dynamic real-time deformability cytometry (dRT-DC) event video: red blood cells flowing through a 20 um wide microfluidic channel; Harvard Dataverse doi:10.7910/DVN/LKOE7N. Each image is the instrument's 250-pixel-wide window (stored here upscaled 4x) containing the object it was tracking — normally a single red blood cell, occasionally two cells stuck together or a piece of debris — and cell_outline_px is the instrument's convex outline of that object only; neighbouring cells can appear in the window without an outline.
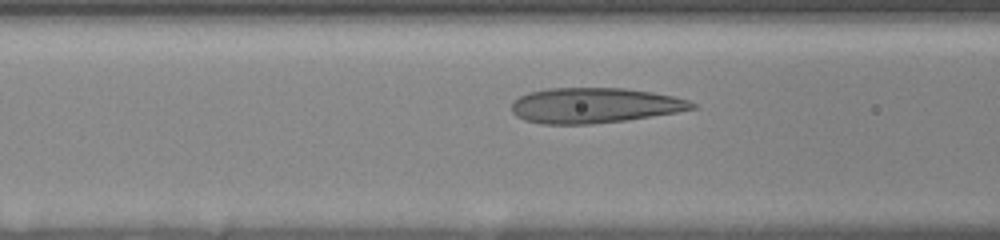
{"species": "human", "species_latin": "Homo sapiens", "temperature_condition": "room temperature", "stored_images_in_passage": 28, "camera_frame_rate_fps": 3000, "um_per_image_px": 0.085, "donor": {"sex": "female"}, "frame": {"image": 1, "passage_image": 12, "time_ms": 3.667, "image_size_px": [1000, 240], "cell_outline_px": [[696, 108], [676, 112], [624, 120], [592, 124], [540, 124], [524, 120], [516, 116], [512, 112], [512, 104], [520, 96], [528, 92], [548, 88], [624, 88], [652, 92], [672, 96], [688, 100], [696, 104]], "centroid_in_image_um": [50.49, 8.96], "position_along_channel_um": 116.1, "area_um2": 36.93}}
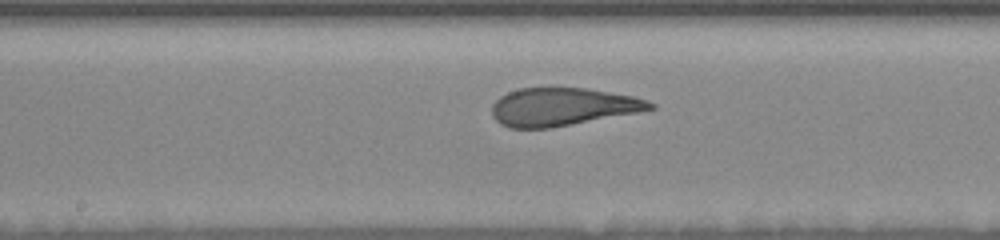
{"frame": {"image": 2, "passage_image": 19, "time_ms": 6.0, "image_size_px": [1000, 240], "cell_outline_px": [[656, 108], [636, 112], [548, 128], [508, 128], [500, 124], [492, 116], [492, 104], [500, 96], [508, 92], [520, 88], [584, 88], [632, 96], [648, 100], [656, 104]], "centroid_in_image_um": [47.76, 9.08], "position_along_channel_um": 200.4, "area_um2": 34.56}}
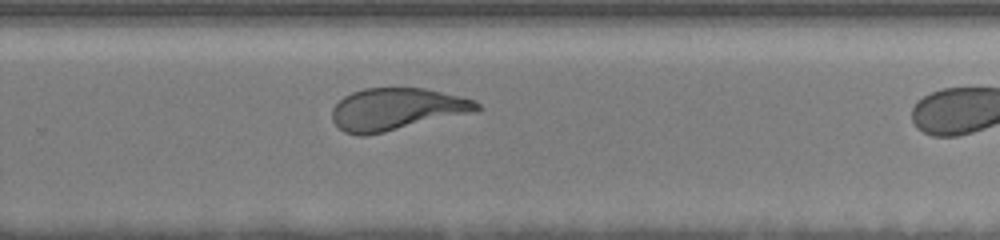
{"frame": {"image": 3, "passage_image": 27, "time_ms": 8.667, "image_size_px": [1000, 240], "cell_outline_px": [[484, 108], [476, 112], [384, 132], [364, 136], [360, 136], [344, 132], [332, 120], [332, 108], [344, 96], [352, 92], [364, 88], [424, 88], [472, 100], [480, 104]], "centroid_in_image_um": [33.7, 9.29], "position_along_channel_um": 296.1, "area_um2": 35.37}}